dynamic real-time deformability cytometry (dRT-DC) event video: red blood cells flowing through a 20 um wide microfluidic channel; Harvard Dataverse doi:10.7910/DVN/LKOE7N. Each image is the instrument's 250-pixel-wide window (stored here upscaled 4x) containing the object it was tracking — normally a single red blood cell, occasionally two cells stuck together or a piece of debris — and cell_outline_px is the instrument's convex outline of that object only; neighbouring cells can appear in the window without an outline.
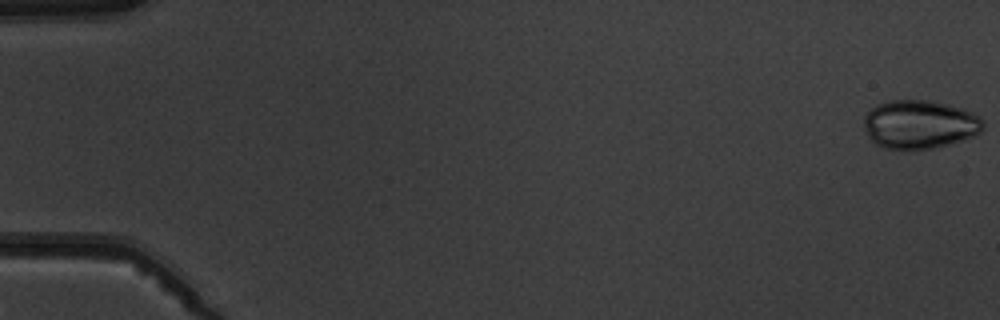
{"species": "common noctule bat (a hibernating species)", "species_latin": "Nyctalus noctula", "temperature_condition": "warm", "stored_images_in_passage": 5, "camera_frame_rate_fps": 3000, "um_per_image_px": 0.085, "animal": {"sex": "male", "body_mass_g": 19.5, "forearm_length_mm": 54.6}, "frame": {"image": 1, "passage_image": 1, "time_ms": 0.0, "image_size_px": [1000, 320], "cell_outline_px": [[984, 128], [980, 132], [972, 136], [936, 148], [912, 152], [908, 152], [884, 148], [876, 144], [868, 136], [864, 128], [864, 116], [872, 108], [888, 100], [928, 100], [948, 104], [964, 108], [980, 116], [984, 120]], "centroid_in_image_um": [78.17, 10.6], "position_along_channel_um": 6.8, "area_um2": 34.45}}